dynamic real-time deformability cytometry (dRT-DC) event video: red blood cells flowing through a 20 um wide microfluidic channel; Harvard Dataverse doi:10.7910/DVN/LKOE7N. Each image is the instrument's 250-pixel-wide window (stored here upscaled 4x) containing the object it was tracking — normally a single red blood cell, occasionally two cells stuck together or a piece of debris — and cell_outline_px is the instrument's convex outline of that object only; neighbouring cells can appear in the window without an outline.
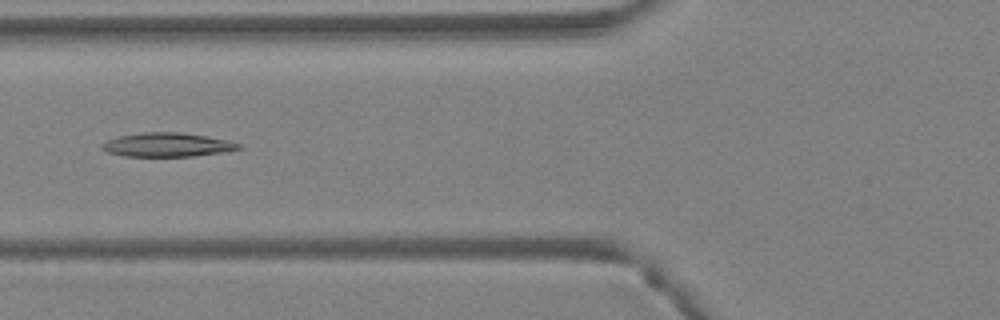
{"species": "Egyptian fruit bat (a non-hibernating species)", "species_latin": "Rousettus aegyptiacus", "temperature_condition": "warm", "stored_images_in_passage": 39, "camera_frame_rate_fps": 3000, "um_per_image_px": 0.085, "animal": {"sex": "female"}, "frame": {"image": 1, "passage_image": 15, "time_ms": 4.667, "image_size_px": [1000, 320], "cell_outline_px": [[244, 148], [220, 152], [192, 156], [124, 156], [108, 152], [100, 148], [100, 144], [108, 140], [120, 136], [140, 132], [180, 132], [208, 136], [228, 140], [240, 144]], "centroid_in_image_um": [14.2, 12.3], "position_along_channel_um": 111.6, "area_um2": 19.02}}
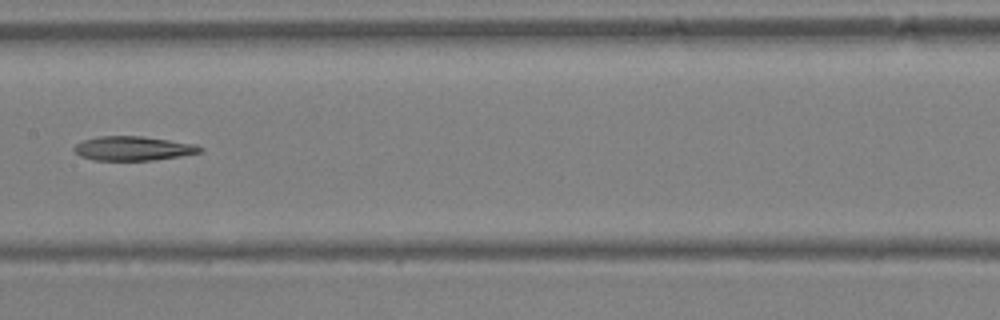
{"frame": {"image": 2, "passage_image": 20, "time_ms": 6.333, "image_size_px": [1000, 320], "cell_outline_px": [[204, 148], [200, 152], [180, 156], [152, 160], [92, 160], [80, 156], [72, 148], [76, 144], [84, 140], [96, 136], [144, 136], [196, 144]], "centroid_in_image_um": [11.3, 12.61], "position_along_channel_um": 196.1, "area_um2": 17.8}}
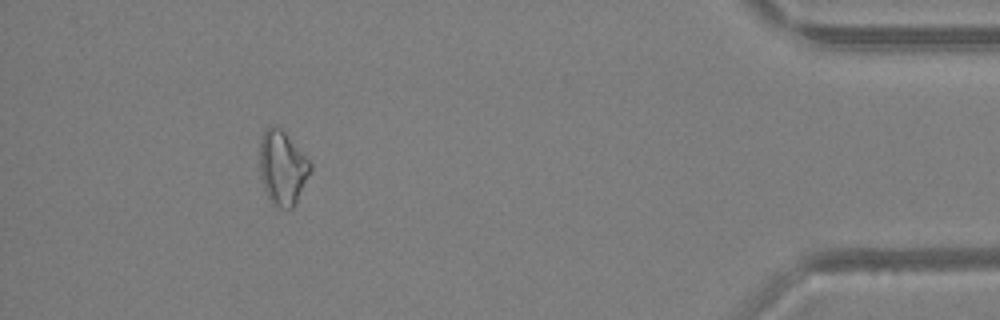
{"frame": {"image": 3, "passage_image": 36, "time_ms": 11.667, "image_size_px": [1000, 320], "cell_outline_px": [[312, 168], [296, 204], [292, 208], [280, 208], [272, 204], [264, 188], [260, 176], [260, 140], [264, 132], [268, 128], [276, 124], [284, 132], [312, 164]], "centroid_in_image_um": [24.0, 14.28], "position_along_channel_um": 411.2, "area_um2": 21.68}}